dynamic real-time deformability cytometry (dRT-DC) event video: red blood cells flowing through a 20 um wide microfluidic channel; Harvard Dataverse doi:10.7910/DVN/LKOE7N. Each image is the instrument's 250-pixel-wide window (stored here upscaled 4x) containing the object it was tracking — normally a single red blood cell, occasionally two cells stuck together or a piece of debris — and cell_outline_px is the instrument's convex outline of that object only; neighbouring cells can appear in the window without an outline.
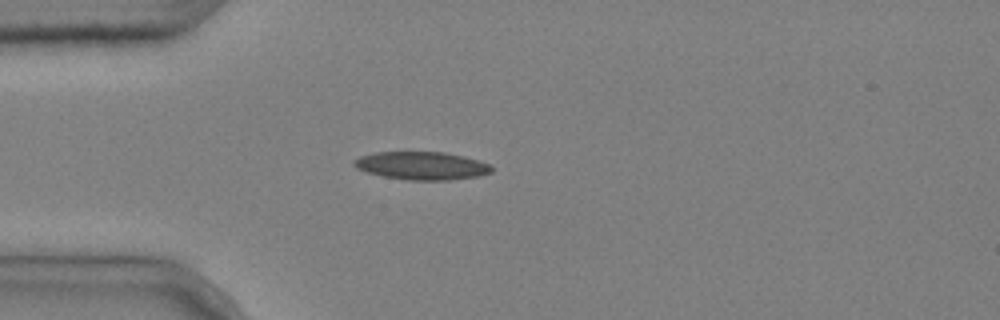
{"species": "common noctule bat (a hibernating species)", "species_latin": "Nyctalus noctula", "temperature_condition": "cold", "stored_images_in_passage": 1, "camera_frame_rate_fps": 3000, "um_per_image_px": 0.085, "animal": {"sex": "male", "body_mass_g": 20.4}, "frame": {"image": 1, "passage_image": 1, "time_ms": 0.0, "image_size_px": [1000, 320], "cell_outline_px": [[492, 172], [480, 176], [448, 180], [408, 180], [384, 176], [368, 172], [356, 168], [352, 164], [352, 160], [360, 156], [376, 152], [444, 152], [476, 160], [488, 164], [492, 168]], "centroid_in_image_um": [35.81, 14.09], "position_along_channel_um": 49.2, "area_um2": 22.25}}